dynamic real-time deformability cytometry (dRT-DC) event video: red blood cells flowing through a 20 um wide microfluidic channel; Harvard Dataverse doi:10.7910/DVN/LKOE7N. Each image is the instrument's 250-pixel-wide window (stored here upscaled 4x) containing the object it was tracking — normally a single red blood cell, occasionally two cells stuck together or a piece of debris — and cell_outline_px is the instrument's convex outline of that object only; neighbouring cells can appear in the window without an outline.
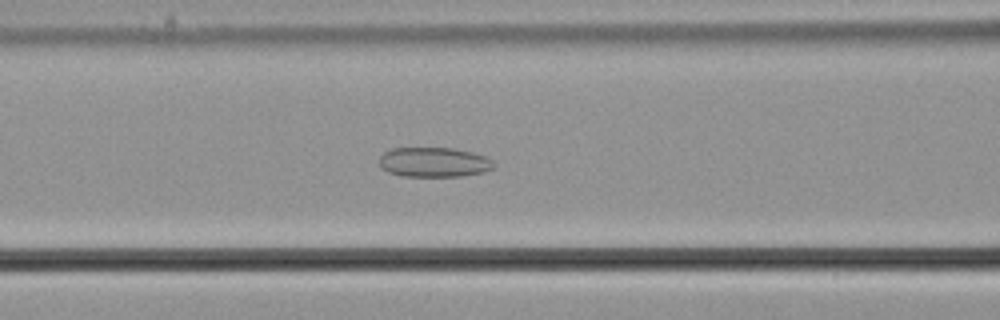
{"species": "common noctule bat (a hibernating species)", "species_latin": "Nyctalus noctula", "temperature_condition": "cold", "stored_images_in_passage": 46, "camera_frame_rate_fps": 3000, "um_per_image_px": 0.085, "animal": {"sex": "male", "body_mass_g": 21.5, "forearm_length_mm": 52.0}, "frame": {"image": 1, "passage_image": 13, "time_ms": 4.0, "image_size_px": [1000, 320], "cell_outline_px": [[496, 168], [484, 172], [464, 176], [400, 176], [388, 172], [380, 168], [380, 156], [384, 152], [392, 148], [452, 148], [472, 152], [484, 156], [492, 160], [496, 164]], "centroid_in_image_um": [36.9, 13.79], "position_along_channel_um": 129.7, "area_um2": 20.06}}
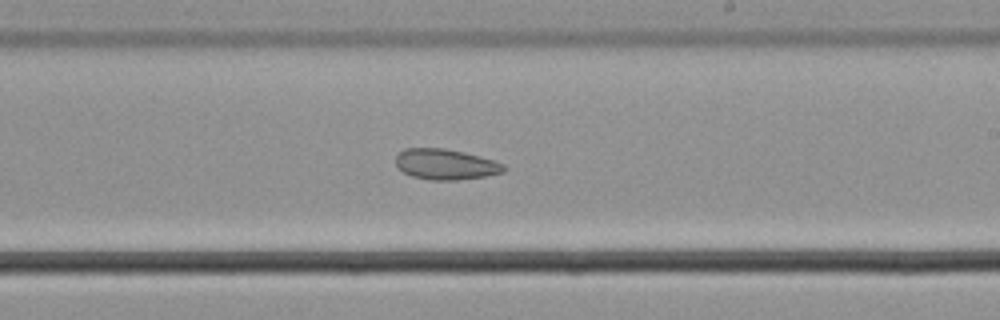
{"frame": {"image": 2, "passage_image": 23, "time_ms": 7.333, "image_size_px": [1000, 320], "cell_outline_px": [[508, 168], [504, 172], [484, 176], [456, 180], [428, 180], [412, 176], [404, 172], [396, 164], [396, 156], [404, 148], [444, 148], [464, 152], [480, 156], [504, 164]], "centroid_in_image_um": [37.89, 13.96], "position_along_channel_um": 251.1, "area_um2": 19.25}}
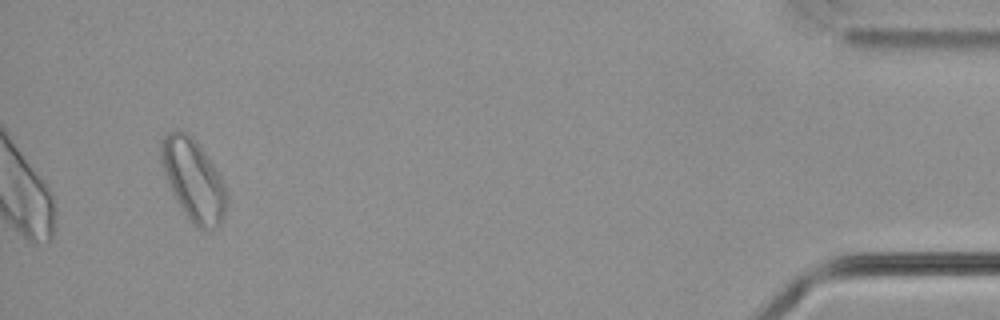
{"frame": {"image": 3, "passage_image": 43, "time_ms": 14.0, "image_size_px": [1000, 320], "cell_outline_px": [[228, 196], [224, 216], [220, 224], [216, 228], [204, 232], [200, 232], [196, 228], [184, 212], [172, 192], [160, 160], [160, 140], [168, 132], [184, 132], [192, 136], [216, 168], [224, 184]], "centroid_in_image_um": [16.46, 15.34], "position_along_channel_um": 418.7, "area_um2": 31.1}, "authors_computed_cell_mechanics": {"area_um2": 22.0796, "velocity_mm_per_s": 3.6495, "shape_relaxation_time_tau1_ms": null, "shape_relaxation_time_tau2_ms": 3.1115, "deformation_change_tau1": null, "deformation_change_tau2": 0.0804}}